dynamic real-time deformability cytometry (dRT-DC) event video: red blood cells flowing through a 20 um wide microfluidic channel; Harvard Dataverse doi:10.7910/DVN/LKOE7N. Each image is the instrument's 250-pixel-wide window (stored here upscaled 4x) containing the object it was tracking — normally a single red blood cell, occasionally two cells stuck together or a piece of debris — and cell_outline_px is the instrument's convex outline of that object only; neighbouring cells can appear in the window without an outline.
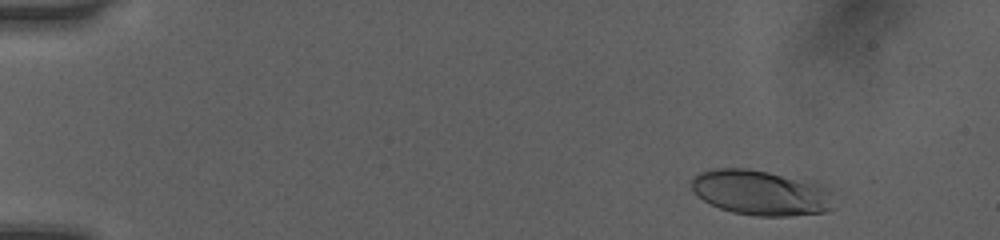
{"species": "human", "species_latin": "Homo sapiens", "temperature_condition": "room temperature", "stored_images_in_passage": 5, "camera_frame_rate_fps": 3000, "um_per_image_px": 0.085, "donor": {"sex": "female"}, "frame": {"image": 1, "passage_image": 1, "time_ms": 0.0, "image_size_px": [1000, 240], "cell_outline_px": [[836, 208], [824, 212], [788, 216], [756, 216], [732, 212], [720, 208], [704, 200], [692, 188], [692, 176], [700, 172], [712, 168], [744, 168], [816, 180], [824, 184]], "centroid_in_image_um": [64.73, 16.36], "position_along_channel_um": 20.3, "area_um2": 37.86}}
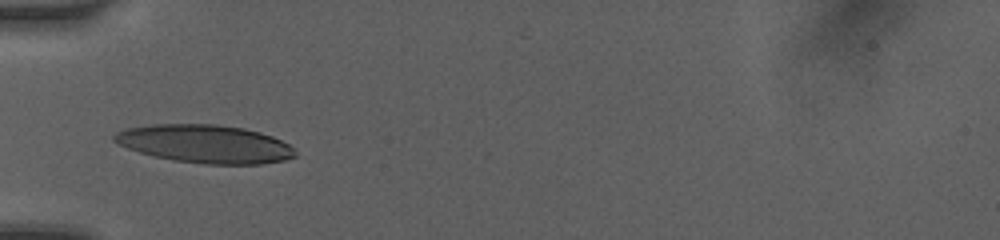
{"frame": {"image": 2, "passage_image": 5, "time_ms": 4.0, "image_size_px": [1000, 240], "cell_outline_px": [[296, 156], [284, 160], [260, 164], [204, 164], [176, 160], [156, 156], [140, 152], [116, 144], [112, 140], [112, 136], [116, 132], [128, 128], [152, 124], [216, 124], [244, 128], [260, 132], [272, 136], [288, 144], [296, 152]], "centroid_in_image_um": [17.42, 12.22], "position_along_channel_um": 67.6, "area_um2": 40.11}}